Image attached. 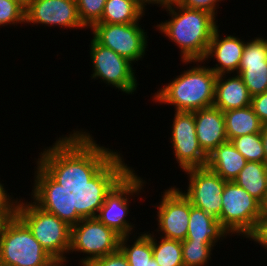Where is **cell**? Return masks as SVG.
<instances>
[{
    "instance_id": "6da1fadb",
    "label": "cell",
    "mask_w": 267,
    "mask_h": 266,
    "mask_svg": "<svg viewBox=\"0 0 267 266\" xmlns=\"http://www.w3.org/2000/svg\"><path fill=\"white\" fill-rule=\"evenodd\" d=\"M59 137L52 146L50 164L75 188L81 203L104 225L129 236L134 225L126 220L129 196L145 184L117 151L96 144L81 130Z\"/></svg>"
},
{
    "instance_id": "7a4b0ae2",
    "label": "cell",
    "mask_w": 267,
    "mask_h": 266,
    "mask_svg": "<svg viewBox=\"0 0 267 266\" xmlns=\"http://www.w3.org/2000/svg\"><path fill=\"white\" fill-rule=\"evenodd\" d=\"M47 149V150H46ZM37 160L34 202L16 203L15 215L52 257H66L71 245V226L81 199L75 188L50 164L53 147Z\"/></svg>"
},
{
    "instance_id": "3957f363",
    "label": "cell",
    "mask_w": 267,
    "mask_h": 266,
    "mask_svg": "<svg viewBox=\"0 0 267 266\" xmlns=\"http://www.w3.org/2000/svg\"><path fill=\"white\" fill-rule=\"evenodd\" d=\"M171 19L157 24V29L177 44L181 61H203L215 29L216 18L203 10L185 8L176 0L159 4Z\"/></svg>"
},
{
    "instance_id": "277c9868",
    "label": "cell",
    "mask_w": 267,
    "mask_h": 266,
    "mask_svg": "<svg viewBox=\"0 0 267 266\" xmlns=\"http://www.w3.org/2000/svg\"><path fill=\"white\" fill-rule=\"evenodd\" d=\"M217 75L197 63L154 94L155 102L173 105L175 111L193 112L213 106Z\"/></svg>"
},
{
    "instance_id": "5b68a950",
    "label": "cell",
    "mask_w": 267,
    "mask_h": 266,
    "mask_svg": "<svg viewBox=\"0 0 267 266\" xmlns=\"http://www.w3.org/2000/svg\"><path fill=\"white\" fill-rule=\"evenodd\" d=\"M120 239L121 235L99 221L82 203L76 208L69 253L87 254L81 258V266H89L95 259L119 250Z\"/></svg>"
},
{
    "instance_id": "8992f818",
    "label": "cell",
    "mask_w": 267,
    "mask_h": 266,
    "mask_svg": "<svg viewBox=\"0 0 267 266\" xmlns=\"http://www.w3.org/2000/svg\"><path fill=\"white\" fill-rule=\"evenodd\" d=\"M51 258L16 215L3 222L0 229V263L8 266H42Z\"/></svg>"
},
{
    "instance_id": "52a82bcc",
    "label": "cell",
    "mask_w": 267,
    "mask_h": 266,
    "mask_svg": "<svg viewBox=\"0 0 267 266\" xmlns=\"http://www.w3.org/2000/svg\"><path fill=\"white\" fill-rule=\"evenodd\" d=\"M221 196L222 210L217 219L231 235L247 237L261 217V203L235 181H226Z\"/></svg>"
},
{
    "instance_id": "ba28073f",
    "label": "cell",
    "mask_w": 267,
    "mask_h": 266,
    "mask_svg": "<svg viewBox=\"0 0 267 266\" xmlns=\"http://www.w3.org/2000/svg\"><path fill=\"white\" fill-rule=\"evenodd\" d=\"M89 46L90 59L93 64L91 78L94 80L99 78L126 94H132L138 87L133 63L112 49L99 44L94 38Z\"/></svg>"
},
{
    "instance_id": "9c48e42d",
    "label": "cell",
    "mask_w": 267,
    "mask_h": 266,
    "mask_svg": "<svg viewBox=\"0 0 267 266\" xmlns=\"http://www.w3.org/2000/svg\"><path fill=\"white\" fill-rule=\"evenodd\" d=\"M139 22L131 24L95 23L92 27L93 38L101 45L112 49L131 63L144 58L147 48V33Z\"/></svg>"
},
{
    "instance_id": "30bf717a",
    "label": "cell",
    "mask_w": 267,
    "mask_h": 266,
    "mask_svg": "<svg viewBox=\"0 0 267 266\" xmlns=\"http://www.w3.org/2000/svg\"><path fill=\"white\" fill-rule=\"evenodd\" d=\"M171 131V142L178 166L183 170L206 167L208 155L200 147L194 111H176Z\"/></svg>"
},
{
    "instance_id": "8fae6325",
    "label": "cell",
    "mask_w": 267,
    "mask_h": 266,
    "mask_svg": "<svg viewBox=\"0 0 267 266\" xmlns=\"http://www.w3.org/2000/svg\"><path fill=\"white\" fill-rule=\"evenodd\" d=\"M189 184L182 194L190 203L218 218L222 210V193L226 181L207 167L185 170Z\"/></svg>"
},
{
    "instance_id": "7c38bea8",
    "label": "cell",
    "mask_w": 267,
    "mask_h": 266,
    "mask_svg": "<svg viewBox=\"0 0 267 266\" xmlns=\"http://www.w3.org/2000/svg\"><path fill=\"white\" fill-rule=\"evenodd\" d=\"M179 189L174 186L165 190L162 201L155 207L160 237L183 241L188 234L191 203Z\"/></svg>"
},
{
    "instance_id": "4fadbf2b",
    "label": "cell",
    "mask_w": 267,
    "mask_h": 266,
    "mask_svg": "<svg viewBox=\"0 0 267 266\" xmlns=\"http://www.w3.org/2000/svg\"><path fill=\"white\" fill-rule=\"evenodd\" d=\"M25 23L86 28L79 19L76 0H32L25 9Z\"/></svg>"
},
{
    "instance_id": "5bb4252c",
    "label": "cell",
    "mask_w": 267,
    "mask_h": 266,
    "mask_svg": "<svg viewBox=\"0 0 267 266\" xmlns=\"http://www.w3.org/2000/svg\"><path fill=\"white\" fill-rule=\"evenodd\" d=\"M267 39L256 37L246 42L238 72L251 96L267 91Z\"/></svg>"
},
{
    "instance_id": "9a60e30c",
    "label": "cell",
    "mask_w": 267,
    "mask_h": 266,
    "mask_svg": "<svg viewBox=\"0 0 267 266\" xmlns=\"http://www.w3.org/2000/svg\"><path fill=\"white\" fill-rule=\"evenodd\" d=\"M217 27L212 35V39L209 43L207 54L203 61H182L185 64L191 62H206L209 58H215L218 64L210 69L215 72L216 75L237 73L240 65L244 46L246 44L240 38L233 35L220 37V29ZM221 38V39H220ZM211 56V57H210Z\"/></svg>"
},
{
    "instance_id": "2e32d148",
    "label": "cell",
    "mask_w": 267,
    "mask_h": 266,
    "mask_svg": "<svg viewBox=\"0 0 267 266\" xmlns=\"http://www.w3.org/2000/svg\"><path fill=\"white\" fill-rule=\"evenodd\" d=\"M196 135L200 147L208 155L228 141L224 113L214 106L194 111Z\"/></svg>"
},
{
    "instance_id": "e0dca14e",
    "label": "cell",
    "mask_w": 267,
    "mask_h": 266,
    "mask_svg": "<svg viewBox=\"0 0 267 266\" xmlns=\"http://www.w3.org/2000/svg\"><path fill=\"white\" fill-rule=\"evenodd\" d=\"M225 80V81H224ZM250 95L242 77L234 74L227 79L226 74L217 75L213 106L222 112L241 109L251 105Z\"/></svg>"
},
{
    "instance_id": "ac0fdd59",
    "label": "cell",
    "mask_w": 267,
    "mask_h": 266,
    "mask_svg": "<svg viewBox=\"0 0 267 266\" xmlns=\"http://www.w3.org/2000/svg\"><path fill=\"white\" fill-rule=\"evenodd\" d=\"M247 162L231 141H227L208 154L206 167L223 180L234 181Z\"/></svg>"
},
{
    "instance_id": "d6986e66",
    "label": "cell",
    "mask_w": 267,
    "mask_h": 266,
    "mask_svg": "<svg viewBox=\"0 0 267 266\" xmlns=\"http://www.w3.org/2000/svg\"><path fill=\"white\" fill-rule=\"evenodd\" d=\"M230 233L213 215L191 204L188 234L185 240L197 242H218ZM223 237V238H222Z\"/></svg>"
},
{
    "instance_id": "ffe728a7",
    "label": "cell",
    "mask_w": 267,
    "mask_h": 266,
    "mask_svg": "<svg viewBox=\"0 0 267 266\" xmlns=\"http://www.w3.org/2000/svg\"><path fill=\"white\" fill-rule=\"evenodd\" d=\"M145 0H107L101 19L97 23L131 24L140 22L145 15Z\"/></svg>"
},
{
    "instance_id": "44dd1931",
    "label": "cell",
    "mask_w": 267,
    "mask_h": 266,
    "mask_svg": "<svg viewBox=\"0 0 267 266\" xmlns=\"http://www.w3.org/2000/svg\"><path fill=\"white\" fill-rule=\"evenodd\" d=\"M228 141L242 135L261 133L263 123L255 114L252 106L224 111Z\"/></svg>"
},
{
    "instance_id": "7402d4cb",
    "label": "cell",
    "mask_w": 267,
    "mask_h": 266,
    "mask_svg": "<svg viewBox=\"0 0 267 266\" xmlns=\"http://www.w3.org/2000/svg\"><path fill=\"white\" fill-rule=\"evenodd\" d=\"M234 181L262 203L267 195V164L247 162Z\"/></svg>"
},
{
    "instance_id": "603a6c76",
    "label": "cell",
    "mask_w": 267,
    "mask_h": 266,
    "mask_svg": "<svg viewBox=\"0 0 267 266\" xmlns=\"http://www.w3.org/2000/svg\"><path fill=\"white\" fill-rule=\"evenodd\" d=\"M141 235V236H140ZM130 246L127 241L130 236H121L119 249L126 256L130 266H147L153 258L152 234H140Z\"/></svg>"
},
{
    "instance_id": "cb8c5ba5",
    "label": "cell",
    "mask_w": 267,
    "mask_h": 266,
    "mask_svg": "<svg viewBox=\"0 0 267 266\" xmlns=\"http://www.w3.org/2000/svg\"><path fill=\"white\" fill-rule=\"evenodd\" d=\"M156 240L152 233L153 258L159 266H184L181 241L161 237ZM158 242V243H157Z\"/></svg>"
},
{
    "instance_id": "d4e9b609",
    "label": "cell",
    "mask_w": 267,
    "mask_h": 266,
    "mask_svg": "<svg viewBox=\"0 0 267 266\" xmlns=\"http://www.w3.org/2000/svg\"><path fill=\"white\" fill-rule=\"evenodd\" d=\"M216 242L181 241L184 266H206Z\"/></svg>"
},
{
    "instance_id": "484cf974",
    "label": "cell",
    "mask_w": 267,
    "mask_h": 266,
    "mask_svg": "<svg viewBox=\"0 0 267 266\" xmlns=\"http://www.w3.org/2000/svg\"><path fill=\"white\" fill-rule=\"evenodd\" d=\"M231 143L248 162L266 163L261 133L238 136Z\"/></svg>"
},
{
    "instance_id": "4316f807",
    "label": "cell",
    "mask_w": 267,
    "mask_h": 266,
    "mask_svg": "<svg viewBox=\"0 0 267 266\" xmlns=\"http://www.w3.org/2000/svg\"><path fill=\"white\" fill-rule=\"evenodd\" d=\"M106 1L76 0L79 19L85 27L91 28L101 19Z\"/></svg>"
},
{
    "instance_id": "83f0119b",
    "label": "cell",
    "mask_w": 267,
    "mask_h": 266,
    "mask_svg": "<svg viewBox=\"0 0 267 266\" xmlns=\"http://www.w3.org/2000/svg\"><path fill=\"white\" fill-rule=\"evenodd\" d=\"M25 24V8L14 0H0V26Z\"/></svg>"
},
{
    "instance_id": "f1b7e54d",
    "label": "cell",
    "mask_w": 267,
    "mask_h": 266,
    "mask_svg": "<svg viewBox=\"0 0 267 266\" xmlns=\"http://www.w3.org/2000/svg\"><path fill=\"white\" fill-rule=\"evenodd\" d=\"M181 6L190 9L203 10L216 18V7L219 5L217 2L223 0H176ZM216 11V12H215Z\"/></svg>"
},
{
    "instance_id": "f546056e",
    "label": "cell",
    "mask_w": 267,
    "mask_h": 266,
    "mask_svg": "<svg viewBox=\"0 0 267 266\" xmlns=\"http://www.w3.org/2000/svg\"><path fill=\"white\" fill-rule=\"evenodd\" d=\"M89 266H130L126 256L119 249L114 253L95 259Z\"/></svg>"
},
{
    "instance_id": "4dcf8cb0",
    "label": "cell",
    "mask_w": 267,
    "mask_h": 266,
    "mask_svg": "<svg viewBox=\"0 0 267 266\" xmlns=\"http://www.w3.org/2000/svg\"><path fill=\"white\" fill-rule=\"evenodd\" d=\"M0 182V214L5 218H11L15 215L17 200L12 199ZM12 199V200H11Z\"/></svg>"
},
{
    "instance_id": "1f68e13d",
    "label": "cell",
    "mask_w": 267,
    "mask_h": 266,
    "mask_svg": "<svg viewBox=\"0 0 267 266\" xmlns=\"http://www.w3.org/2000/svg\"><path fill=\"white\" fill-rule=\"evenodd\" d=\"M246 238L254 240L255 243H258L267 250V218L260 217L255 228Z\"/></svg>"
},
{
    "instance_id": "d6a6232c",
    "label": "cell",
    "mask_w": 267,
    "mask_h": 266,
    "mask_svg": "<svg viewBox=\"0 0 267 266\" xmlns=\"http://www.w3.org/2000/svg\"><path fill=\"white\" fill-rule=\"evenodd\" d=\"M251 106L260 121L267 124V91L252 96Z\"/></svg>"
},
{
    "instance_id": "836d02e7",
    "label": "cell",
    "mask_w": 267,
    "mask_h": 266,
    "mask_svg": "<svg viewBox=\"0 0 267 266\" xmlns=\"http://www.w3.org/2000/svg\"><path fill=\"white\" fill-rule=\"evenodd\" d=\"M67 257H52L42 266H64L66 264Z\"/></svg>"
},
{
    "instance_id": "e575fe53",
    "label": "cell",
    "mask_w": 267,
    "mask_h": 266,
    "mask_svg": "<svg viewBox=\"0 0 267 266\" xmlns=\"http://www.w3.org/2000/svg\"><path fill=\"white\" fill-rule=\"evenodd\" d=\"M261 137L263 140V148H264L266 164H267V124L263 125L262 131H261Z\"/></svg>"
},
{
    "instance_id": "d590c367",
    "label": "cell",
    "mask_w": 267,
    "mask_h": 266,
    "mask_svg": "<svg viewBox=\"0 0 267 266\" xmlns=\"http://www.w3.org/2000/svg\"><path fill=\"white\" fill-rule=\"evenodd\" d=\"M261 217L267 218V195L264 201L261 203Z\"/></svg>"
},
{
    "instance_id": "8d00e7d4",
    "label": "cell",
    "mask_w": 267,
    "mask_h": 266,
    "mask_svg": "<svg viewBox=\"0 0 267 266\" xmlns=\"http://www.w3.org/2000/svg\"><path fill=\"white\" fill-rule=\"evenodd\" d=\"M18 2L21 6H23L25 9L30 5L32 0H14Z\"/></svg>"
},
{
    "instance_id": "74e56055",
    "label": "cell",
    "mask_w": 267,
    "mask_h": 266,
    "mask_svg": "<svg viewBox=\"0 0 267 266\" xmlns=\"http://www.w3.org/2000/svg\"><path fill=\"white\" fill-rule=\"evenodd\" d=\"M147 266H159L158 263L156 262V260L154 258L149 260V263Z\"/></svg>"
},
{
    "instance_id": "f35d334b",
    "label": "cell",
    "mask_w": 267,
    "mask_h": 266,
    "mask_svg": "<svg viewBox=\"0 0 267 266\" xmlns=\"http://www.w3.org/2000/svg\"><path fill=\"white\" fill-rule=\"evenodd\" d=\"M148 4H158L159 5V0H145Z\"/></svg>"
},
{
    "instance_id": "ab89813d",
    "label": "cell",
    "mask_w": 267,
    "mask_h": 266,
    "mask_svg": "<svg viewBox=\"0 0 267 266\" xmlns=\"http://www.w3.org/2000/svg\"><path fill=\"white\" fill-rule=\"evenodd\" d=\"M6 219L0 214V229L2 227V224L3 222L5 221Z\"/></svg>"
},
{
    "instance_id": "60d3db41",
    "label": "cell",
    "mask_w": 267,
    "mask_h": 266,
    "mask_svg": "<svg viewBox=\"0 0 267 266\" xmlns=\"http://www.w3.org/2000/svg\"><path fill=\"white\" fill-rule=\"evenodd\" d=\"M169 1H175V0H159V4L165 3V2H169Z\"/></svg>"
}]
</instances>
